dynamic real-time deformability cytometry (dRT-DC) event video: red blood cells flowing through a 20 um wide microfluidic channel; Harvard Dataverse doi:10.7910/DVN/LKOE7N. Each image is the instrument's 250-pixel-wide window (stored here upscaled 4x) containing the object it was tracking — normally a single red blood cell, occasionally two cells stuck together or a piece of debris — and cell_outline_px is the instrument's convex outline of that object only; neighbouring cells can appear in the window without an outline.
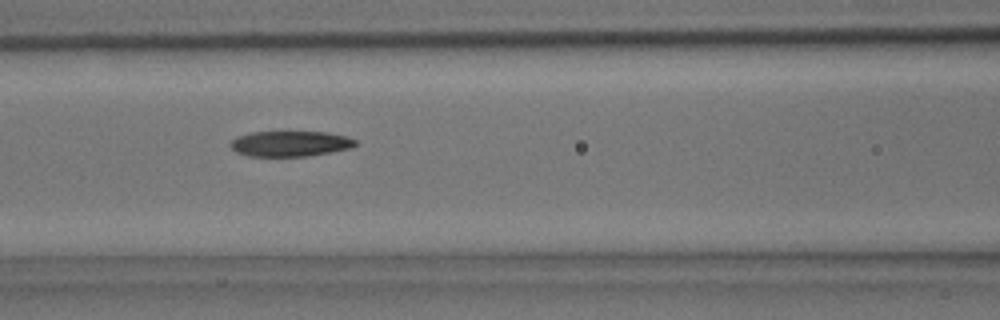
{"species": "common noctule bat (a hibernating species)", "species_latin": "Nyctalus noctula", "temperature_condition": "room temperature", "stored_images_in_passage": 5, "camera_frame_rate_fps": 3000, "um_per_image_px": 0.085, "animal": {"sex": "male", "body_mass_g": 15.6}, "frame": {"image": 1, "passage_image": 5, "time_ms": 1.333, "image_size_px": [1000, 320], "cell_outline_px": [[356, 144], [352, 148], [308, 156], [248, 156], [236, 152], [228, 144], [236, 136], [252, 132], [324, 132], [344, 136], [356, 140]], "centroid_in_image_um": [24.63, 12.21], "position_along_channel_um": 142.0, "area_um2": 18.5}}